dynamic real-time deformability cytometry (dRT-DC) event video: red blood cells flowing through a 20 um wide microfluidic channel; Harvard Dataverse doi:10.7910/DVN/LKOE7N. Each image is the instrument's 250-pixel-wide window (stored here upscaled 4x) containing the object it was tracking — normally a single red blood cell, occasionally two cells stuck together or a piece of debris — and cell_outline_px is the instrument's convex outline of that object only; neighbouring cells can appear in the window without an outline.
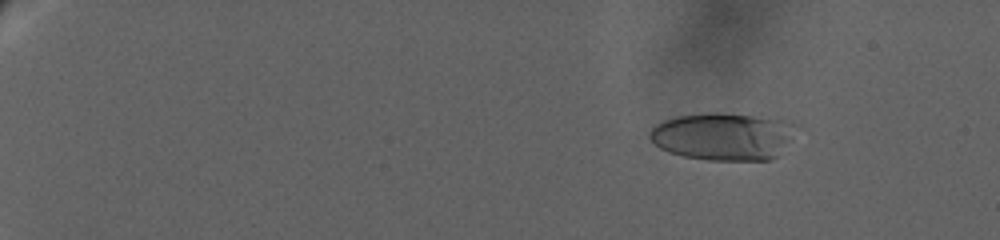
{"species": "human", "species_latin": "Homo sapiens", "temperature_condition": "warm", "stored_images_in_passage": 22, "camera_frame_rate_fps": 3000, "um_per_image_px": 0.085, "donor": {"sex": "female"}, "frame": {"image": 1, "passage_image": 4, "time_ms": 2.667, "image_size_px": [1000, 240], "cell_outline_px": [[804, 128], [776, 156], [768, 160], [708, 160], [684, 156], [668, 152], [660, 148], [648, 136], [648, 132], [656, 124], [664, 120], [676, 116], [708, 112], [724, 112], [776, 116], [804, 124]], "centroid_in_image_um": [61.64, 11.54], "position_along_channel_um": 23.4, "area_um2": 42.31}}
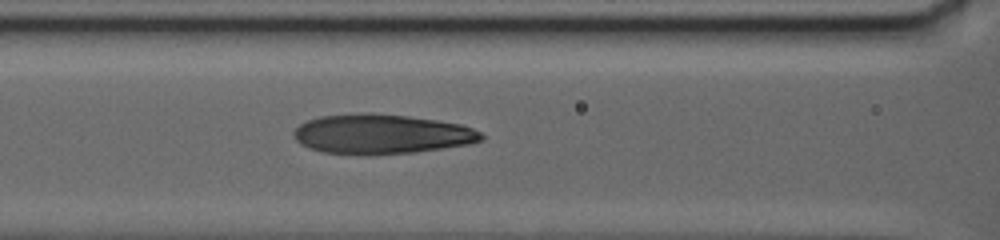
{"frame": {"image": 2, "passage_image": 16, "time_ms": 12.0, "image_size_px": [1000, 240], "cell_outline_px": [[484, 140], [472, 144], [416, 152], [368, 156], [324, 152], [308, 148], [300, 144], [292, 136], [292, 132], [300, 124], [308, 120], [320, 116], [364, 112], [372, 112], [408, 116], [436, 120], [460, 124], [472, 128], [480, 132], [484, 136]], "centroid_in_image_um": [32.42, 11.41], "position_along_channel_um": 134.2, "area_um2": 44.04}}
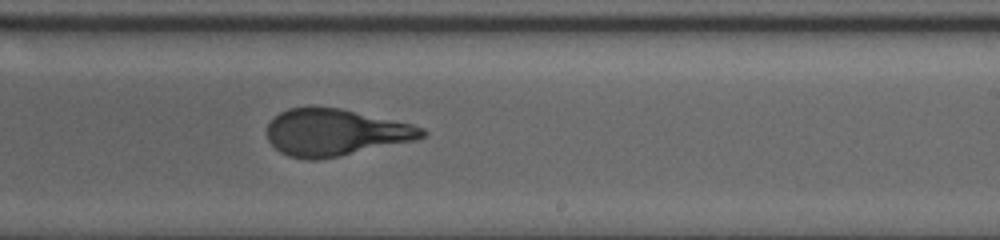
{"frame": {"image": 3, "passage_image": 22, "time_ms": 16.333, "image_size_px": [1000, 240], "cell_outline_px": [[428, 132], [424, 136], [416, 140], [340, 156], [316, 160], [308, 160], [288, 156], [280, 152], [268, 140], [268, 124], [280, 112], [288, 108], [312, 104], [340, 108], [412, 124], [424, 128]], "centroid_in_image_um": [28.49, 11.23], "position_along_channel_um": 260.5, "area_um2": 42.71}}